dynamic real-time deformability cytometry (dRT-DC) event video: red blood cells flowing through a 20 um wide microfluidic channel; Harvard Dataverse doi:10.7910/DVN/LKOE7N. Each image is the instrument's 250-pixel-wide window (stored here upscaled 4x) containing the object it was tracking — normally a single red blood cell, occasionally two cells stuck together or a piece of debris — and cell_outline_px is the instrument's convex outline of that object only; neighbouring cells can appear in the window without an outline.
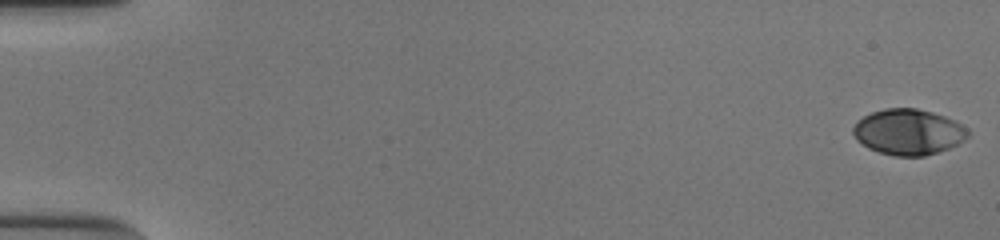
{"species": "human", "species_latin": "Homo sapiens", "temperature_condition": "cold", "stored_images_in_passage": 54, "camera_frame_rate_fps": 3000, "um_per_image_px": 0.085, "donor": {"sex": "male"}, "frame": {"image": 1, "passage_image": 1, "time_ms": 0.0, "image_size_px": [1000, 240], "cell_outline_px": [[968, 136], [964, 140], [948, 148], [924, 156], [896, 156], [880, 152], [868, 148], [856, 140], [852, 132], [852, 128], [864, 116], [872, 112], [884, 108], [916, 108], [932, 112], [956, 120], [968, 128]], "centroid_in_image_um": [77.21, 11.21], "position_along_channel_um": 7.8, "area_um2": 30.52}}
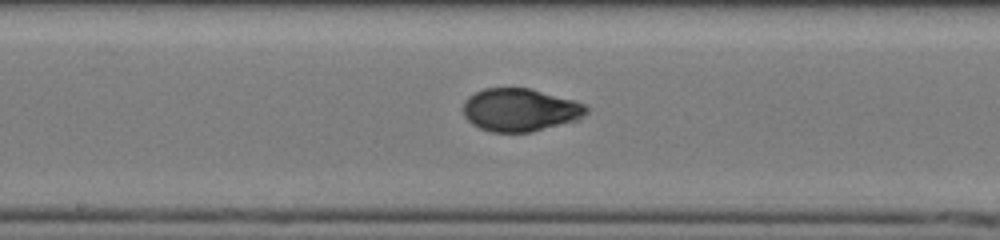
{"frame": {"image": 2, "passage_image": 30, "time_ms": 9.667, "image_size_px": [1000, 240], "cell_outline_px": [[588, 112], [576, 120], [532, 132], [492, 132], [480, 128], [472, 124], [464, 116], [464, 100], [468, 96], [484, 88], [528, 88], [572, 100], [584, 104], [588, 108]], "centroid_in_image_um": [44.17, 9.35], "position_along_channel_um": 204.0, "area_um2": 30.52}}
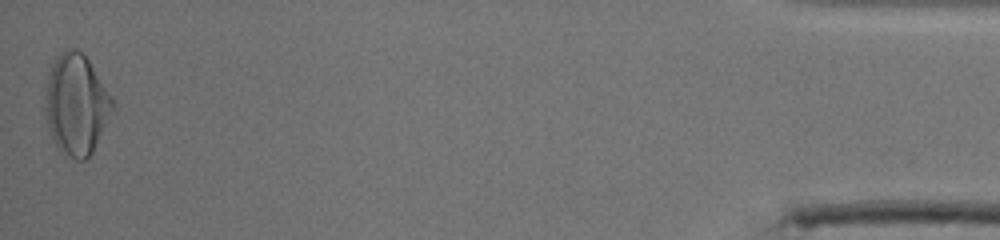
{"frame": {"image": 3, "passage_image": 54, "time_ms": 17.667, "image_size_px": [1000, 240], "cell_outline_px": [[116, 108], [88, 160], [76, 160], [56, 148], [48, 128], [44, 108], [44, 96], [52, 64], [56, 56], [60, 52], [68, 48], [76, 48], [84, 52], [116, 104]], "centroid_in_image_um": [6.5, 8.89], "position_along_channel_um": 428.7, "area_um2": 40.11}, "authors_computed_cell_mechanics": {"area_um2": 30.5473, "velocity_mm_per_s": 3.8522, "shape_relaxation_time_tau1_ms": 5.1277, "shape_relaxation_time_tau2_ms": null, "deformation_change_tau1": 0.1967, "deformation_change_tau2": null}}